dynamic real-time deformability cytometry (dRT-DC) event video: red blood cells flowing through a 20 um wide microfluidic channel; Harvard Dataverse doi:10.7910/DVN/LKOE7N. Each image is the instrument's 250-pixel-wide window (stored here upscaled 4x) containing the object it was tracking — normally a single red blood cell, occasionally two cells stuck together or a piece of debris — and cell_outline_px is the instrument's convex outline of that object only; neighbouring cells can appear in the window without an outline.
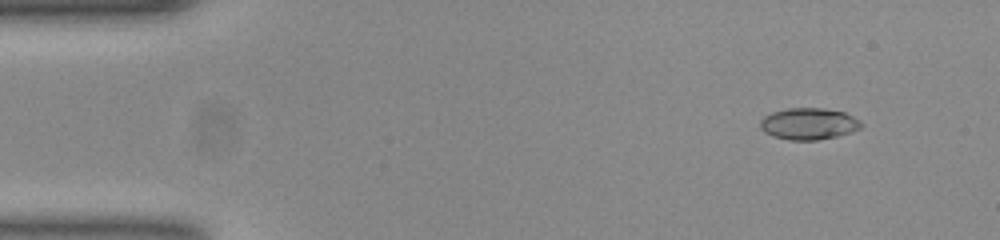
{"species": "common noctule bat (a hibernating species)", "species_latin": "Nyctalus noctula", "temperature_condition": "room temperature", "stored_images_in_passage": 47, "camera_frame_rate_fps": 3000, "um_per_image_px": 0.085, "animal": {"sex": "female", "body_mass_g": 23.0, "forearm_length_mm": 53.4}, "frame": {"image": 1, "passage_image": 1, "time_ms": 0.0, "image_size_px": [1000, 240], "cell_outline_px": [[864, 124], [860, 128], [852, 132], [836, 136], [816, 140], [788, 140], [772, 136], [764, 132], [760, 128], [760, 120], [764, 116], [772, 112], [788, 108], [824, 108], [844, 112], [860, 120]], "centroid_in_image_um": [68.73, 10.52], "position_along_channel_um": 16.3, "area_um2": 18.73}}
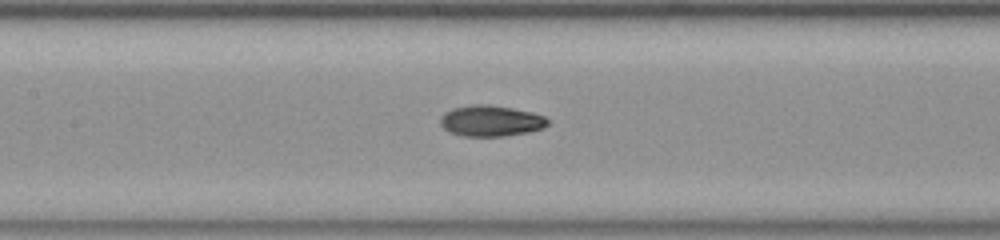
{"frame": {"image": 2, "passage_image": 20, "time_ms": 6.333, "image_size_px": [1000, 240], "cell_outline_px": [[548, 124], [544, 128], [528, 132], [504, 136], [464, 136], [448, 132], [440, 124], [440, 116], [444, 112], [452, 108], [472, 104], [488, 104], [512, 108], [532, 112], [544, 116], [548, 120]], "centroid_in_image_um": [41.69, 10.27], "position_along_channel_um": 165.7, "area_um2": 19.54}}
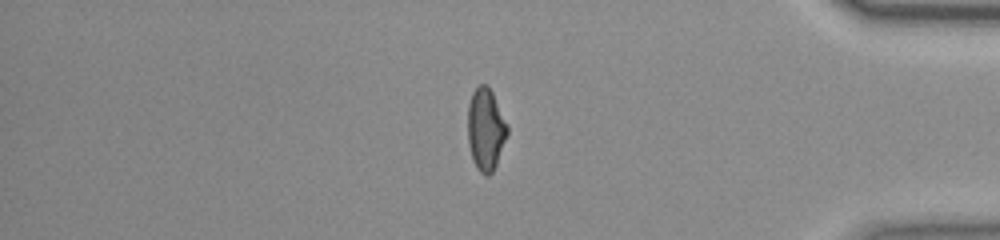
{"frame": {"image": 3, "passage_image": 40, "time_ms": 13.0, "image_size_px": [1000, 240], "cell_outline_px": [[508, 132], [496, 164], [492, 172], [488, 176], [484, 176], [476, 168], [472, 160], [468, 144], [468, 104], [472, 92], [480, 84], [488, 84], [508, 124]], "centroid_in_image_um": [41.27, 10.99], "position_along_channel_um": 393.9, "area_um2": 19.07}, "authors_computed_cell_mechanics": {"area_um2": 18.9584, "velocity_mm_per_s": 3.9019, "shape_relaxation_time_tau1_ms": 6.561, "shape_relaxation_time_tau2_ms": 2.2399, "deformation_change_tau1": 0.2508, "deformation_change_tau2": 0.0709}}